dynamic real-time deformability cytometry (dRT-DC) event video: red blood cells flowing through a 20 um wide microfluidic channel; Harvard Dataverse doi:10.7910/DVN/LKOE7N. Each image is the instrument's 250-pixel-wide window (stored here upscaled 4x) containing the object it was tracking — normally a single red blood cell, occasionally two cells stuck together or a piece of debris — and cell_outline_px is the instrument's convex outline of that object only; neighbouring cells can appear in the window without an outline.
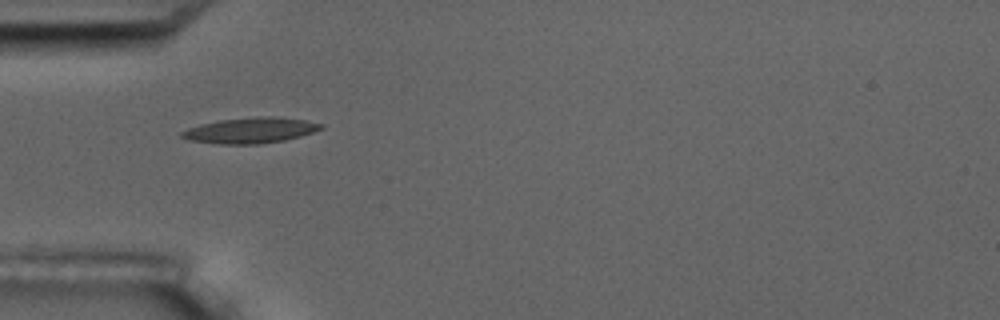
{"species": "common noctule bat (a hibernating species)", "species_latin": "Nyctalus noctula", "temperature_condition": "room temperature", "stored_images_in_passage": 11, "camera_frame_rate_fps": 3000, "um_per_image_px": 0.085, "animal": {"sex": "male", "body_mass_g": 17.5, "forearm_length_mm": 52.3}, "frame": {"image": 1, "passage_image": 1, "time_ms": 0.0, "image_size_px": [1000, 320], "cell_outline_px": [[324, 128], [300, 136], [284, 140], [260, 144], [220, 144], [188, 140], [180, 136], [180, 132], [188, 128], [200, 124], [220, 120], [260, 116], [272, 116], [308, 120], [324, 124]], "centroid_in_image_um": [21.3, 11.08], "position_along_channel_um": 63.7, "area_um2": 20.87}}
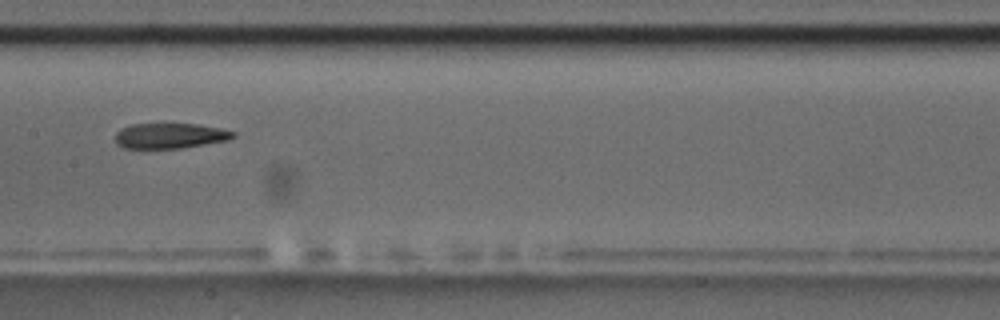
{"frame": {"image": 2, "passage_image": 4, "time_ms": 3.667, "image_size_px": [1000, 320], "cell_outline_px": [[236, 136], [228, 140], [180, 148], [124, 148], [116, 144], [116, 132], [120, 128], [132, 124], [196, 124], [220, 128], [236, 132]], "centroid_in_image_um": [14.44, 11.54], "position_along_channel_um": 193.0, "area_um2": 17.34}}
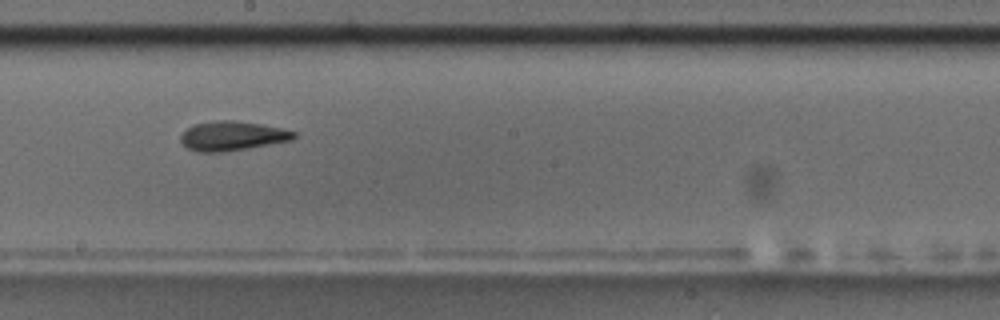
{"frame": {"image": 3, "passage_image": 5, "time_ms": 4.667, "image_size_px": [1000, 320], "cell_outline_px": [[296, 136], [292, 140], [248, 148], [224, 152], [196, 152], [188, 148], [180, 140], [180, 136], [192, 124], [216, 120], [232, 120], [260, 124], [280, 128], [296, 132]], "centroid_in_image_um": [19.72, 11.55], "position_along_channel_um": 228.5, "area_um2": 19.31}, "authors_computed_cell_mechanics": {"area_um2": 18.9584, "velocity_mm_per_s": 3.5566, "shape_relaxation_time_tau1_ms": 6.8532, "shape_relaxation_time_tau2_ms": 4.5097, "deformation_change_tau1": 0.178, "deformation_change_tau2": 0.1278}}